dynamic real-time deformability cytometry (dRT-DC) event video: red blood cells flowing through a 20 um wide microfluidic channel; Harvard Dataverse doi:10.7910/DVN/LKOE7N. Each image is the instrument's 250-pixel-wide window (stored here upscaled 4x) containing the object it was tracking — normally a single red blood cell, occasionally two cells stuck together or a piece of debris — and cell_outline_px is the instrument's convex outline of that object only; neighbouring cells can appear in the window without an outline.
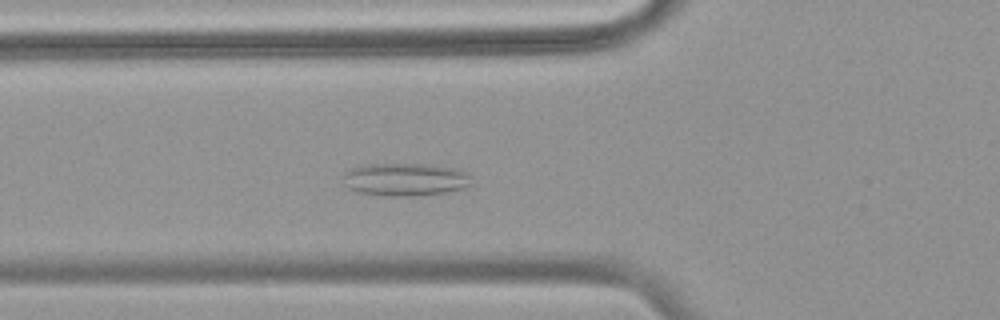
{"species": "common noctule bat (a hibernating species)", "species_latin": "Nyctalus noctula", "temperature_condition": "warm", "stored_images_in_passage": 51, "camera_frame_rate_fps": 3000, "um_per_image_px": 0.085, "animal": {"sex": "female", "body_mass_g": 18.4}, "frame": {"image": 1, "passage_image": 16, "time_ms": 5.0, "image_size_px": [1000, 320], "cell_outline_px": [[468, 184], [464, 188], [444, 192], [412, 196], [388, 196], [360, 192], [348, 188], [344, 184], [344, 172], [348, 168], [364, 164], [424, 164], [452, 168], [464, 172], [468, 176]], "centroid_in_image_um": [34.33, 15.25], "position_along_channel_um": 91.5, "area_um2": 24.22}}
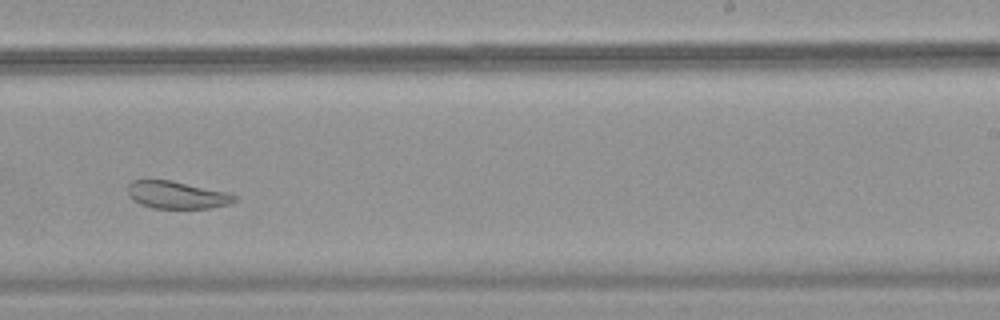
{"frame": {"image": 2, "passage_image": 31, "time_ms": 10.0, "image_size_px": [1000, 320], "cell_outline_px": [[236, 200], [228, 204], [212, 208], [152, 208], [140, 204], [128, 196], [128, 184], [132, 180], [172, 180], [228, 192], [236, 196]], "centroid_in_image_um": [15.02, 16.56], "position_along_channel_um": 274.0, "area_um2": 17.11}}
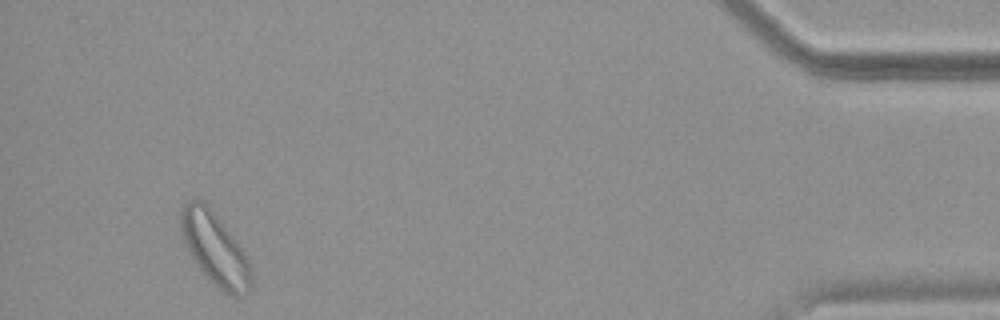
{"frame": {"image": 3, "passage_image": 48, "time_ms": 15.667, "image_size_px": [1000, 320], "cell_outline_px": [[252, 288], [244, 296], [232, 296], [224, 292], [196, 264], [180, 232], [180, 212], [184, 204], [188, 200], [200, 200], [208, 208], [236, 240], [244, 252], [252, 268]], "centroid_in_image_um": [18.3, 21.19], "position_along_channel_um": 416.9, "area_um2": 28.9}, "authors_computed_cell_mechanics": {"area_um2": 24.2182, "velocity_mm_per_s": 3.6645, "shape_relaxation_time_tau1_ms": null, "shape_relaxation_time_tau2_ms": 2.3328, "deformation_change_tau1": null, "deformation_change_tau2": 0.0943}}